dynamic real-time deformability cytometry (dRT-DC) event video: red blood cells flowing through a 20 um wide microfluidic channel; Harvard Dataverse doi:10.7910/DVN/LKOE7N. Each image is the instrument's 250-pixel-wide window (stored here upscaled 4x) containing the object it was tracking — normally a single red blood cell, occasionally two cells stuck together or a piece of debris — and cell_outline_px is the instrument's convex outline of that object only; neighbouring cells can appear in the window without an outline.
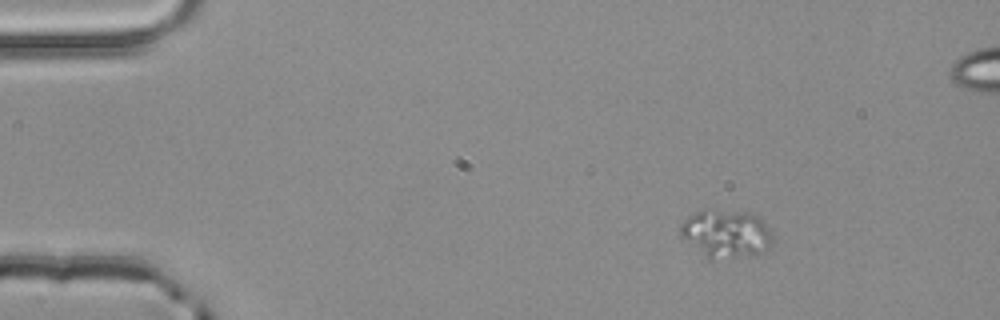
{"species": "common noctule bat (a hibernating species)", "species_latin": "Nyctalus noctula", "temperature_condition": "room temperature", "stored_images_in_passage": 4, "camera_frame_rate_fps": 3000, "um_per_image_px": 0.085, "animal": {"sex": "male", "body_mass_g": 20.4}, "frame": {"image": 1, "passage_image": 4, "time_ms": 1.0, "image_size_px": [1000, 320], "cell_outline_px": [[772, 244], [764, 252], [748, 256], [712, 260], [708, 260], [680, 236], [680, 224], [692, 212], [704, 208], [708, 208], [748, 212], [760, 216], [764, 220], [772, 232]], "centroid_in_image_um": [61.71, 19.84], "position_along_channel_um": 23.3, "area_um2": 26.76}}